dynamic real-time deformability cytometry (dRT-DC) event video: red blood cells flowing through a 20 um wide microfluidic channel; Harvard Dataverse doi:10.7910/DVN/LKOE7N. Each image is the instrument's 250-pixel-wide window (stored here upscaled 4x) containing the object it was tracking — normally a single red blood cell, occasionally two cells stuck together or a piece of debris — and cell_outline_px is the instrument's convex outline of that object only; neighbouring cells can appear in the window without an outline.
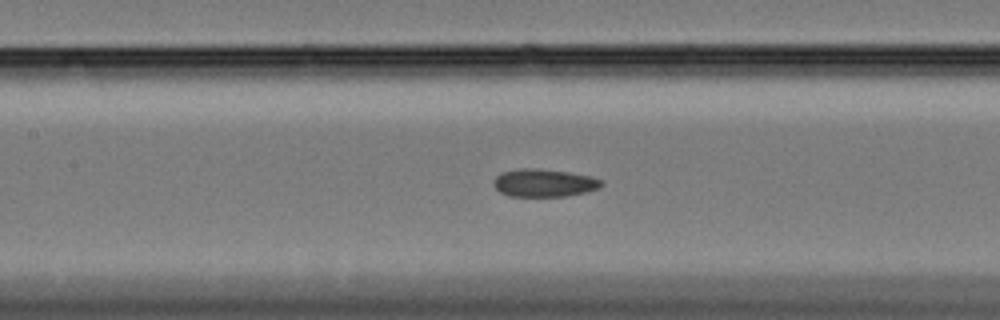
{"species": "Egyptian fruit bat (a non-hibernating species)", "species_latin": "Rousettus aegyptiacus", "temperature_condition": "cold", "stored_images_in_passage": 50, "camera_frame_rate_fps": 3000, "um_per_image_px": 0.085, "animal": {"sex": "female"}, "frame": {"image": 1, "passage_image": 25, "time_ms": 8.0, "image_size_px": [1000, 320], "cell_outline_px": [[604, 184], [600, 188], [588, 192], [564, 196], [508, 196], [500, 192], [492, 184], [496, 176], [500, 172], [520, 168], [540, 168], [568, 172], [592, 176], [604, 180]], "centroid_in_image_um": [46.27, 15.54], "position_along_channel_um": 161.1, "area_um2": 17.8}}
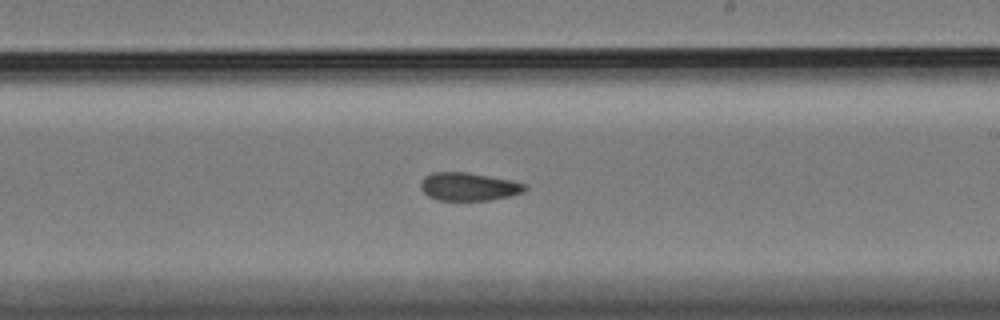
{"frame": {"image": 2, "passage_image": 33, "time_ms": 10.667, "image_size_px": [1000, 320], "cell_outline_px": [[528, 188], [524, 192], [508, 196], [488, 200], [440, 200], [428, 196], [420, 188], [420, 184], [424, 176], [432, 172], [468, 172], [512, 180], [524, 184]], "centroid_in_image_um": [39.82, 15.85], "position_along_channel_um": 249.2, "area_um2": 17.05}}
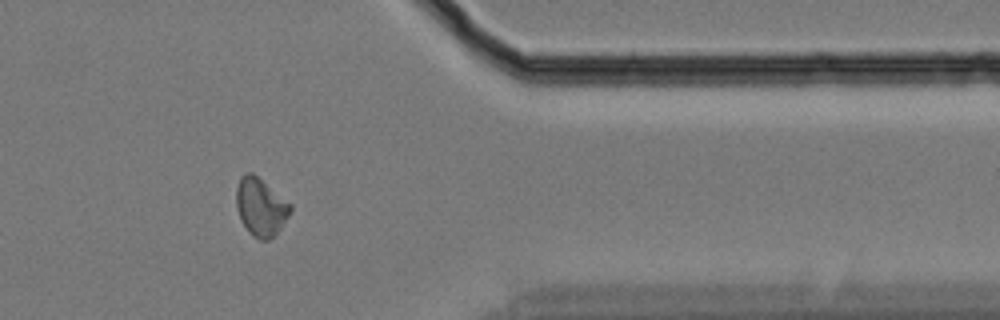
{"frame": {"image": 3, "passage_image": 47, "time_ms": 15.333, "image_size_px": [1000, 320], "cell_outline_px": [[292, 208], [288, 216], [280, 228], [268, 240], [260, 240], [252, 236], [248, 232], [240, 220], [236, 204], [236, 188], [240, 176], [244, 172], [252, 172], [292, 204]], "centroid_in_image_um": [22.13, 17.58], "position_along_channel_um": 389.3, "area_um2": 18.26}, "authors_computed_cell_mechanics": {"area_um2": 17.8024, "velocity_mm_per_s": 3.3094, "shape_relaxation_time_tau1_ms": null, "shape_relaxation_time_tau2_ms": 3.03, "deformation_change_tau1": null, "deformation_change_tau2": 0.0815}}